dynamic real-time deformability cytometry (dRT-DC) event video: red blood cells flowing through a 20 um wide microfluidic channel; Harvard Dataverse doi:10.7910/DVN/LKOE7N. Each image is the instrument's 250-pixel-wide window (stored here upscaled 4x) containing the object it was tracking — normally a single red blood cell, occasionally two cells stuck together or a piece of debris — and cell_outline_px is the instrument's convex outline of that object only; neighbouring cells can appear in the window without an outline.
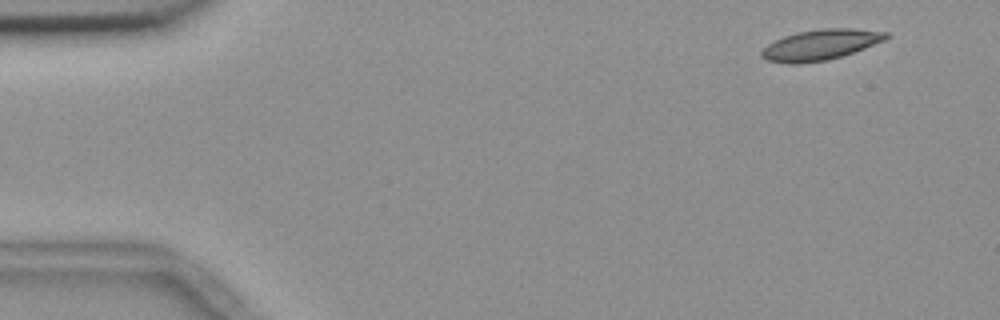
{"species": "common noctule bat (a hibernating species)", "species_latin": "Nyctalus noctula", "temperature_condition": "room temperature", "stored_images_in_passage": 4, "camera_frame_rate_fps": 3000, "um_per_image_px": 0.085, "animal": {"sex": "female", "body_mass_g": 18.4}, "frame": {"image": 1, "passage_image": 1, "time_ms": 0.0, "image_size_px": [1000, 320], "cell_outline_px": [[888, 40], [828, 60], [796, 64], [788, 64], [768, 60], [760, 56], [760, 52], [768, 44], [784, 36], [796, 32], [820, 28], [852, 28], [888, 32]], "centroid_in_image_um": [69.75, 3.8], "position_along_channel_um": 15.3, "area_um2": 22.2}}
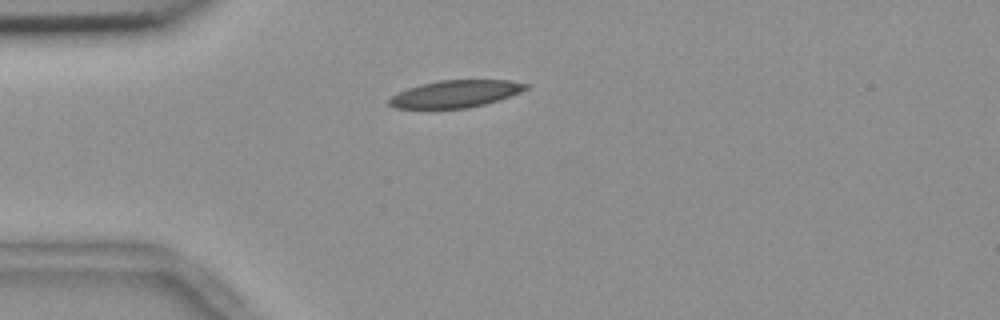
{"frame": {"image": 2, "passage_image": 4, "time_ms": 1.0, "image_size_px": [1000, 320], "cell_outline_px": [[528, 88], [520, 92], [484, 104], [468, 108], [396, 108], [388, 104], [388, 100], [392, 96], [408, 88], [420, 84], [440, 80], [508, 80], [528, 84]], "centroid_in_image_um": [38.7, 7.97], "position_along_channel_um": 46.3, "area_um2": 21.33}}